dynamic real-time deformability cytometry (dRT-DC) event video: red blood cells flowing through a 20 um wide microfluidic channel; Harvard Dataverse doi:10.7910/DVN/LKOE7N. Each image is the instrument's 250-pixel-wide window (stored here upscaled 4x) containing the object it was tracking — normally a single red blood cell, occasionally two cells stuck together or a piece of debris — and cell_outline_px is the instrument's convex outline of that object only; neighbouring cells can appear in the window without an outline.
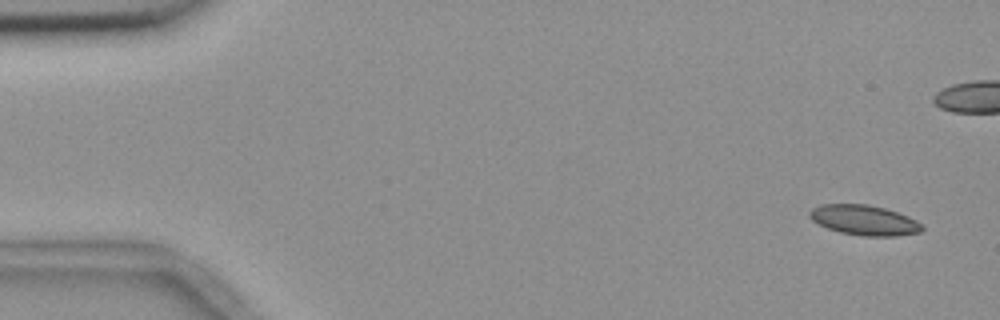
{"species": "common noctule bat (a hibernating species)", "species_latin": "Nyctalus noctula", "temperature_condition": "room temperature", "stored_images_in_passage": 6, "camera_frame_rate_fps": 3000, "um_per_image_px": 0.085, "animal": {"sex": "female", "body_mass_g": 18.4}, "frame": {"image": 1, "passage_image": 1, "time_ms": 0.0, "image_size_px": [1000, 320], "cell_outline_px": [[924, 228], [920, 232], [896, 236], [864, 236], [840, 232], [828, 228], [812, 220], [808, 216], [808, 212], [812, 208], [820, 204], [864, 204], [884, 208], [908, 216], [916, 220]], "centroid_in_image_um": [73.43, 18.71], "position_along_channel_um": 11.6, "area_um2": 19.59}}
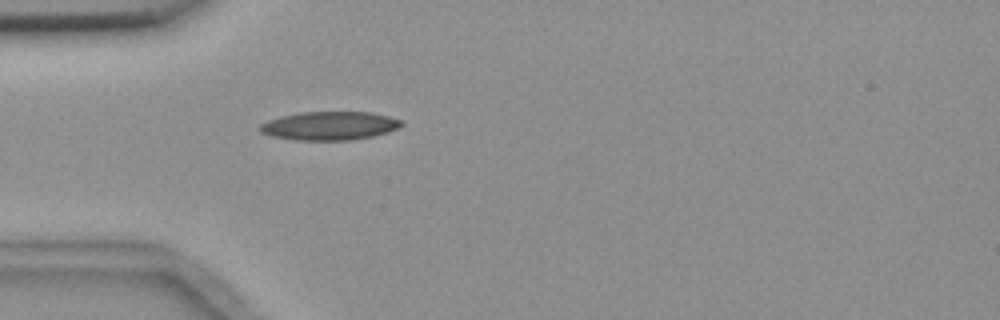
{"frame": {"image": 2, "passage_image": 6, "time_ms": 6.333, "image_size_px": [1000, 320], "cell_outline_px": [[404, 124], [388, 132], [372, 136], [352, 140], [296, 140], [272, 136], [260, 132], [260, 124], [268, 120], [280, 116], [300, 112], [372, 112], [404, 120]], "centroid_in_image_um": [28.02, 10.68], "position_along_channel_um": 57.0, "area_um2": 23.58}}